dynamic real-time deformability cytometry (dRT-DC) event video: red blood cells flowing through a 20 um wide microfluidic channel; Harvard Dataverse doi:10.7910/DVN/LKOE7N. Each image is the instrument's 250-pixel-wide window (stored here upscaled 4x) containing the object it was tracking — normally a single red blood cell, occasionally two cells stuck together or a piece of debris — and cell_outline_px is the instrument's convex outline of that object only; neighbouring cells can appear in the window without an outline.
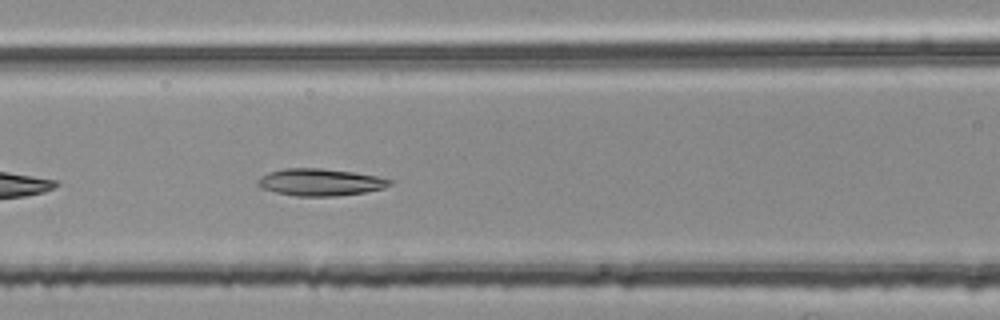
{"species": "common noctule bat (a hibernating species)", "species_latin": "Nyctalus noctula", "temperature_condition": "room temperature", "stored_images_in_passage": 14, "camera_frame_rate_fps": 3000, "um_per_image_px": 0.085, "animal": {"sex": "female", "body_mass_g": 25.1}, "frame": {"image": 1, "passage_image": 8, "time_ms": 2.333, "image_size_px": [1000, 320], "cell_outline_px": [[392, 184], [384, 188], [364, 192], [336, 196], [296, 196], [276, 192], [260, 188], [256, 184], [256, 180], [268, 172], [284, 168], [320, 168], [352, 172], [376, 176], [392, 180]], "centroid_in_image_um": [27.18, 15.48], "position_along_channel_um": 139.4, "area_um2": 20.81}}
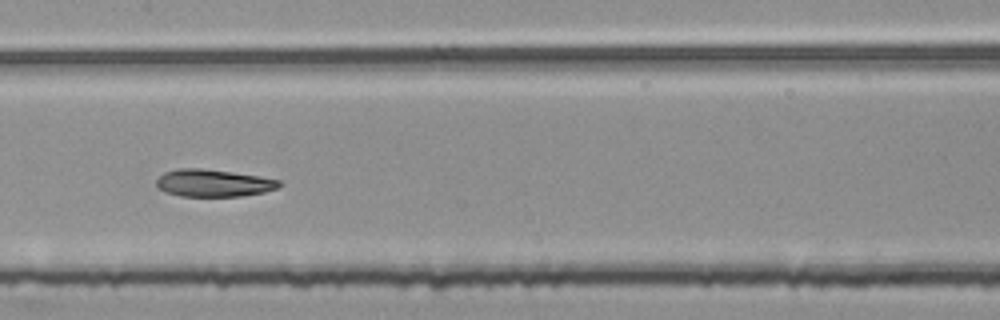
{"frame": {"image": 2, "passage_image": 12, "time_ms": 3.667, "image_size_px": [1000, 320], "cell_outline_px": [[284, 184], [276, 188], [264, 192], [240, 196], [180, 196], [168, 192], [160, 188], [156, 184], [156, 180], [164, 172], [180, 168], [200, 168], [232, 172], [260, 176], [280, 180]], "centroid_in_image_um": [18.17, 15.55], "position_along_channel_um": 189.2, "area_um2": 19.42}}